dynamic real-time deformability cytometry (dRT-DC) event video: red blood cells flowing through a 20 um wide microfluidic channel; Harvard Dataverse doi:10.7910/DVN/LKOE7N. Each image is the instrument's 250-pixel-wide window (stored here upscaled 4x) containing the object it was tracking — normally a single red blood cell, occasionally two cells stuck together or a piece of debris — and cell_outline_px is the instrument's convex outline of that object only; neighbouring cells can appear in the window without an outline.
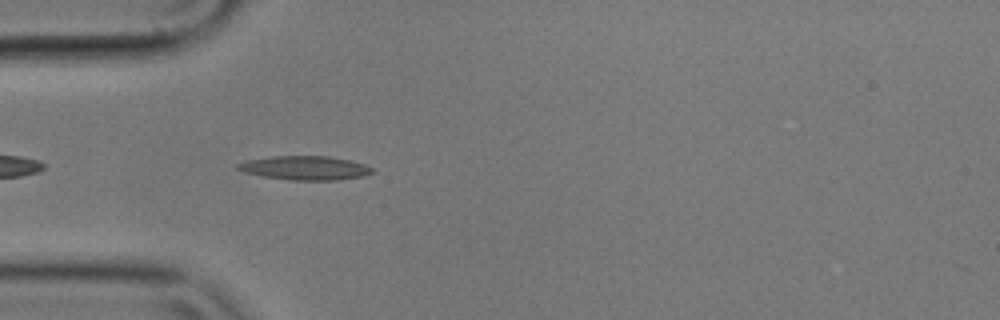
{"species": "common noctule bat (a hibernating species)", "species_latin": "Nyctalus noctula", "temperature_condition": "cold", "stored_images_in_passage": 16, "camera_frame_rate_fps": 3000, "um_per_image_px": 0.085, "animal": {"sex": "male", "body_mass_g": 17.9}, "frame": {"image": 1, "passage_image": 4, "time_ms": 1.0, "image_size_px": [1000, 320], "cell_outline_px": [[372, 172], [364, 176], [336, 180], [288, 180], [264, 176], [244, 172], [236, 168], [236, 164], [248, 160], [272, 156], [328, 156], [348, 160], [364, 164], [372, 168]], "centroid_in_image_um": [25.91, 14.27], "position_along_channel_um": 59.1, "area_um2": 18.61}}
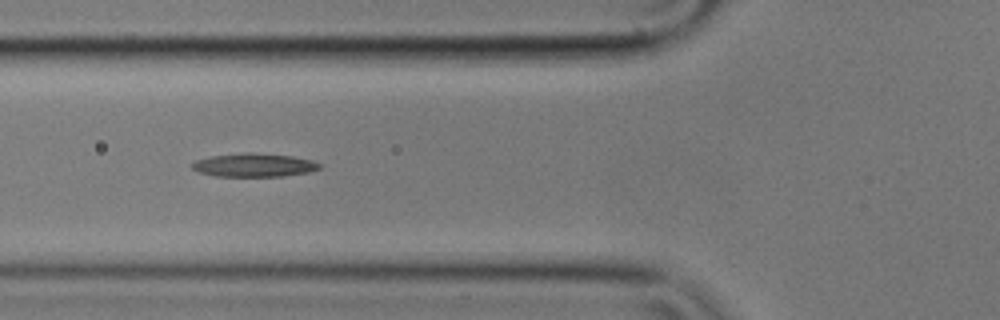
{"frame": {"image": 2, "passage_image": 8, "time_ms": 2.333, "image_size_px": [1000, 320], "cell_outline_px": [[320, 168], [308, 172], [284, 176], [216, 176], [200, 172], [192, 168], [192, 164], [196, 160], [212, 156], [244, 152], [252, 152], [292, 156], [312, 160], [320, 164]], "centroid_in_image_um": [21.6, 14.02], "position_along_channel_um": 104.2, "area_um2": 17.28}}
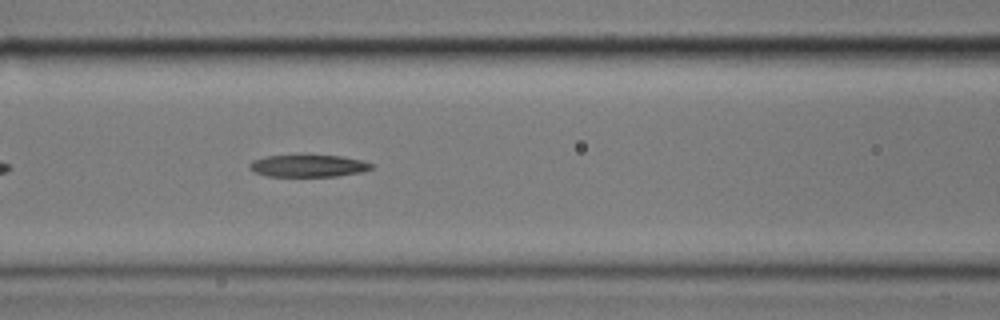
{"frame": {"image": 3, "passage_image": 11, "time_ms": 3.333, "image_size_px": [1000, 320], "cell_outline_px": [[372, 168], [360, 172], [336, 176], [268, 176], [256, 172], [248, 168], [248, 164], [252, 160], [264, 156], [340, 156], [360, 160], [372, 164]], "centroid_in_image_um": [26.14, 14.1], "position_along_channel_um": 140.5, "area_um2": 15.37}}